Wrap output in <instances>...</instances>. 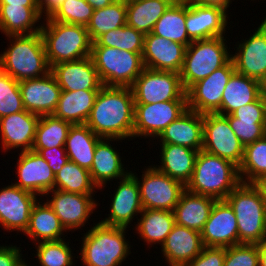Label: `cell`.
<instances>
[{
    "mask_svg": "<svg viewBox=\"0 0 266 266\" xmlns=\"http://www.w3.org/2000/svg\"><path fill=\"white\" fill-rule=\"evenodd\" d=\"M202 150L232 161L238 167L244 155V145L234 134L228 119L217 113L203 114Z\"/></svg>",
    "mask_w": 266,
    "mask_h": 266,
    "instance_id": "8fae6325",
    "label": "cell"
},
{
    "mask_svg": "<svg viewBox=\"0 0 266 266\" xmlns=\"http://www.w3.org/2000/svg\"><path fill=\"white\" fill-rule=\"evenodd\" d=\"M19 247L0 246V266H27Z\"/></svg>",
    "mask_w": 266,
    "mask_h": 266,
    "instance_id": "816d5d0a",
    "label": "cell"
},
{
    "mask_svg": "<svg viewBox=\"0 0 266 266\" xmlns=\"http://www.w3.org/2000/svg\"><path fill=\"white\" fill-rule=\"evenodd\" d=\"M236 215L238 244L266 241V201L254 183L240 182L225 198Z\"/></svg>",
    "mask_w": 266,
    "mask_h": 266,
    "instance_id": "7a4b0ae2",
    "label": "cell"
},
{
    "mask_svg": "<svg viewBox=\"0 0 266 266\" xmlns=\"http://www.w3.org/2000/svg\"><path fill=\"white\" fill-rule=\"evenodd\" d=\"M216 199L185 189L173 209L175 223L202 232Z\"/></svg>",
    "mask_w": 266,
    "mask_h": 266,
    "instance_id": "4316f807",
    "label": "cell"
},
{
    "mask_svg": "<svg viewBox=\"0 0 266 266\" xmlns=\"http://www.w3.org/2000/svg\"><path fill=\"white\" fill-rule=\"evenodd\" d=\"M37 195L20 189L15 184L0 190V225L5 230L25 233Z\"/></svg>",
    "mask_w": 266,
    "mask_h": 266,
    "instance_id": "9a60e30c",
    "label": "cell"
},
{
    "mask_svg": "<svg viewBox=\"0 0 266 266\" xmlns=\"http://www.w3.org/2000/svg\"><path fill=\"white\" fill-rule=\"evenodd\" d=\"M40 266H72V249L63 239L57 241H41L36 243Z\"/></svg>",
    "mask_w": 266,
    "mask_h": 266,
    "instance_id": "7bdbcfd3",
    "label": "cell"
},
{
    "mask_svg": "<svg viewBox=\"0 0 266 266\" xmlns=\"http://www.w3.org/2000/svg\"><path fill=\"white\" fill-rule=\"evenodd\" d=\"M135 102L130 87L103 86L86 125L101 138L133 137Z\"/></svg>",
    "mask_w": 266,
    "mask_h": 266,
    "instance_id": "6da1fadb",
    "label": "cell"
},
{
    "mask_svg": "<svg viewBox=\"0 0 266 266\" xmlns=\"http://www.w3.org/2000/svg\"><path fill=\"white\" fill-rule=\"evenodd\" d=\"M45 21L46 25L43 24L40 32L50 68L60 62H69L90 56L92 41L86 26L61 23L50 18Z\"/></svg>",
    "mask_w": 266,
    "mask_h": 266,
    "instance_id": "5b68a950",
    "label": "cell"
},
{
    "mask_svg": "<svg viewBox=\"0 0 266 266\" xmlns=\"http://www.w3.org/2000/svg\"><path fill=\"white\" fill-rule=\"evenodd\" d=\"M39 119V115L26 110L0 118L3 150L19 147L21 152L32 150Z\"/></svg>",
    "mask_w": 266,
    "mask_h": 266,
    "instance_id": "cb8c5ba5",
    "label": "cell"
},
{
    "mask_svg": "<svg viewBox=\"0 0 266 266\" xmlns=\"http://www.w3.org/2000/svg\"><path fill=\"white\" fill-rule=\"evenodd\" d=\"M19 88L26 111L39 116L54 113L61 88L51 71L39 78L19 81Z\"/></svg>",
    "mask_w": 266,
    "mask_h": 266,
    "instance_id": "e0dca14e",
    "label": "cell"
},
{
    "mask_svg": "<svg viewBox=\"0 0 266 266\" xmlns=\"http://www.w3.org/2000/svg\"><path fill=\"white\" fill-rule=\"evenodd\" d=\"M61 91H99L103 84L91 57L60 62L51 67Z\"/></svg>",
    "mask_w": 266,
    "mask_h": 266,
    "instance_id": "44dd1931",
    "label": "cell"
},
{
    "mask_svg": "<svg viewBox=\"0 0 266 266\" xmlns=\"http://www.w3.org/2000/svg\"><path fill=\"white\" fill-rule=\"evenodd\" d=\"M226 10L186 0V31L192 40L221 37L228 23Z\"/></svg>",
    "mask_w": 266,
    "mask_h": 266,
    "instance_id": "5bb4252c",
    "label": "cell"
},
{
    "mask_svg": "<svg viewBox=\"0 0 266 266\" xmlns=\"http://www.w3.org/2000/svg\"><path fill=\"white\" fill-rule=\"evenodd\" d=\"M175 0H132L126 2V24L144 35L152 32L155 23Z\"/></svg>",
    "mask_w": 266,
    "mask_h": 266,
    "instance_id": "e575fe53",
    "label": "cell"
},
{
    "mask_svg": "<svg viewBox=\"0 0 266 266\" xmlns=\"http://www.w3.org/2000/svg\"><path fill=\"white\" fill-rule=\"evenodd\" d=\"M126 227L98 222L82 239L81 261L85 266H120L131 253Z\"/></svg>",
    "mask_w": 266,
    "mask_h": 266,
    "instance_id": "8992f818",
    "label": "cell"
},
{
    "mask_svg": "<svg viewBox=\"0 0 266 266\" xmlns=\"http://www.w3.org/2000/svg\"><path fill=\"white\" fill-rule=\"evenodd\" d=\"M101 139L86 124L72 125L65 142L68 159L90 171L95 147Z\"/></svg>",
    "mask_w": 266,
    "mask_h": 266,
    "instance_id": "1f68e13d",
    "label": "cell"
},
{
    "mask_svg": "<svg viewBox=\"0 0 266 266\" xmlns=\"http://www.w3.org/2000/svg\"><path fill=\"white\" fill-rule=\"evenodd\" d=\"M151 33L188 46L192 40L186 31V0H175L155 23Z\"/></svg>",
    "mask_w": 266,
    "mask_h": 266,
    "instance_id": "8d00e7d4",
    "label": "cell"
},
{
    "mask_svg": "<svg viewBox=\"0 0 266 266\" xmlns=\"http://www.w3.org/2000/svg\"><path fill=\"white\" fill-rule=\"evenodd\" d=\"M98 188L92 181L90 172L72 161H68L55 175L54 189L65 192L93 195Z\"/></svg>",
    "mask_w": 266,
    "mask_h": 266,
    "instance_id": "ab89813d",
    "label": "cell"
},
{
    "mask_svg": "<svg viewBox=\"0 0 266 266\" xmlns=\"http://www.w3.org/2000/svg\"><path fill=\"white\" fill-rule=\"evenodd\" d=\"M225 247H204L202 252L185 266H224Z\"/></svg>",
    "mask_w": 266,
    "mask_h": 266,
    "instance_id": "681fc988",
    "label": "cell"
},
{
    "mask_svg": "<svg viewBox=\"0 0 266 266\" xmlns=\"http://www.w3.org/2000/svg\"><path fill=\"white\" fill-rule=\"evenodd\" d=\"M89 5H91L94 10L104 8L112 4L115 0H86Z\"/></svg>",
    "mask_w": 266,
    "mask_h": 266,
    "instance_id": "9f6ffc18",
    "label": "cell"
},
{
    "mask_svg": "<svg viewBox=\"0 0 266 266\" xmlns=\"http://www.w3.org/2000/svg\"><path fill=\"white\" fill-rule=\"evenodd\" d=\"M187 109V101L135 104L133 138L159 137L164 129Z\"/></svg>",
    "mask_w": 266,
    "mask_h": 266,
    "instance_id": "7c38bea8",
    "label": "cell"
},
{
    "mask_svg": "<svg viewBox=\"0 0 266 266\" xmlns=\"http://www.w3.org/2000/svg\"><path fill=\"white\" fill-rule=\"evenodd\" d=\"M187 46L171 42L166 38L146 34L142 60L145 68L157 71L180 73L183 66Z\"/></svg>",
    "mask_w": 266,
    "mask_h": 266,
    "instance_id": "d6986e66",
    "label": "cell"
},
{
    "mask_svg": "<svg viewBox=\"0 0 266 266\" xmlns=\"http://www.w3.org/2000/svg\"><path fill=\"white\" fill-rule=\"evenodd\" d=\"M24 110L19 81L0 69V118Z\"/></svg>",
    "mask_w": 266,
    "mask_h": 266,
    "instance_id": "ee69618b",
    "label": "cell"
},
{
    "mask_svg": "<svg viewBox=\"0 0 266 266\" xmlns=\"http://www.w3.org/2000/svg\"><path fill=\"white\" fill-rule=\"evenodd\" d=\"M135 104L187 101L179 73L144 68L130 87Z\"/></svg>",
    "mask_w": 266,
    "mask_h": 266,
    "instance_id": "9c48e42d",
    "label": "cell"
},
{
    "mask_svg": "<svg viewBox=\"0 0 266 266\" xmlns=\"http://www.w3.org/2000/svg\"><path fill=\"white\" fill-rule=\"evenodd\" d=\"M0 5H21L25 7H38L37 0H0Z\"/></svg>",
    "mask_w": 266,
    "mask_h": 266,
    "instance_id": "11a10c76",
    "label": "cell"
},
{
    "mask_svg": "<svg viewBox=\"0 0 266 266\" xmlns=\"http://www.w3.org/2000/svg\"><path fill=\"white\" fill-rule=\"evenodd\" d=\"M98 92L89 90L61 91L53 115L72 125L85 124Z\"/></svg>",
    "mask_w": 266,
    "mask_h": 266,
    "instance_id": "d6a6232c",
    "label": "cell"
},
{
    "mask_svg": "<svg viewBox=\"0 0 266 266\" xmlns=\"http://www.w3.org/2000/svg\"><path fill=\"white\" fill-rule=\"evenodd\" d=\"M71 126V123L57 118L53 114L40 116L32 149L65 147Z\"/></svg>",
    "mask_w": 266,
    "mask_h": 266,
    "instance_id": "f35d334b",
    "label": "cell"
},
{
    "mask_svg": "<svg viewBox=\"0 0 266 266\" xmlns=\"http://www.w3.org/2000/svg\"><path fill=\"white\" fill-rule=\"evenodd\" d=\"M32 150L37 152L48 163L54 175H56L69 161L67 153L65 152V147Z\"/></svg>",
    "mask_w": 266,
    "mask_h": 266,
    "instance_id": "f907efd6",
    "label": "cell"
},
{
    "mask_svg": "<svg viewBox=\"0 0 266 266\" xmlns=\"http://www.w3.org/2000/svg\"><path fill=\"white\" fill-rule=\"evenodd\" d=\"M264 136L266 137V123H265V131H264Z\"/></svg>",
    "mask_w": 266,
    "mask_h": 266,
    "instance_id": "6125c7cd",
    "label": "cell"
},
{
    "mask_svg": "<svg viewBox=\"0 0 266 266\" xmlns=\"http://www.w3.org/2000/svg\"><path fill=\"white\" fill-rule=\"evenodd\" d=\"M262 91H263L264 98L266 100V80L262 83Z\"/></svg>",
    "mask_w": 266,
    "mask_h": 266,
    "instance_id": "91938a15",
    "label": "cell"
},
{
    "mask_svg": "<svg viewBox=\"0 0 266 266\" xmlns=\"http://www.w3.org/2000/svg\"><path fill=\"white\" fill-rule=\"evenodd\" d=\"M120 1H123V2H128V1H132V0H120Z\"/></svg>",
    "mask_w": 266,
    "mask_h": 266,
    "instance_id": "be15d7a7",
    "label": "cell"
},
{
    "mask_svg": "<svg viewBox=\"0 0 266 266\" xmlns=\"http://www.w3.org/2000/svg\"><path fill=\"white\" fill-rule=\"evenodd\" d=\"M260 190L262 197L266 201V175L261 177L258 181L254 183Z\"/></svg>",
    "mask_w": 266,
    "mask_h": 266,
    "instance_id": "6f0895ef",
    "label": "cell"
},
{
    "mask_svg": "<svg viewBox=\"0 0 266 266\" xmlns=\"http://www.w3.org/2000/svg\"><path fill=\"white\" fill-rule=\"evenodd\" d=\"M162 144L200 151L203 146V114L187 109L159 135Z\"/></svg>",
    "mask_w": 266,
    "mask_h": 266,
    "instance_id": "484cf974",
    "label": "cell"
},
{
    "mask_svg": "<svg viewBox=\"0 0 266 266\" xmlns=\"http://www.w3.org/2000/svg\"><path fill=\"white\" fill-rule=\"evenodd\" d=\"M148 167L142 174V181L130 171L138 183L143 209L173 211L186 186L159 171L155 165Z\"/></svg>",
    "mask_w": 266,
    "mask_h": 266,
    "instance_id": "30bf717a",
    "label": "cell"
},
{
    "mask_svg": "<svg viewBox=\"0 0 266 266\" xmlns=\"http://www.w3.org/2000/svg\"><path fill=\"white\" fill-rule=\"evenodd\" d=\"M106 140V141H105ZM117 138H102L95 147L94 159L90 168V176L93 183L101 189L107 181L124 178L129 172H125L119 152L112 147L109 141Z\"/></svg>",
    "mask_w": 266,
    "mask_h": 266,
    "instance_id": "f1b7e54d",
    "label": "cell"
},
{
    "mask_svg": "<svg viewBox=\"0 0 266 266\" xmlns=\"http://www.w3.org/2000/svg\"><path fill=\"white\" fill-rule=\"evenodd\" d=\"M232 115L239 120L266 121V100L262 94L256 101L241 106Z\"/></svg>",
    "mask_w": 266,
    "mask_h": 266,
    "instance_id": "c3c4849f",
    "label": "cell"
},
{
    "mask_svg": "<svg viewBox=\"0 0 266 266\" xmlns=\"http://www.w3.org/2000/svg\"><path fill=\"white\" fill-rule=\"evenodd\" d=\"M259 266H266V241L260 244V262Z\"/></svg>",
    "mask_w": 266,
    "mask_h": 266,
    "instance_id": "680465c9",
    "label": "cell"
},
{
    "mask_svg": "<svg viewBox=\"0 0 266 266\" xmlns=\"http://www.w3.org/2000/svg\"><path fill=\"white\" fill-rule=\"evenodd\" d=\"M41 18L43 17L38 7L0 5V31L2 30L1 33H5L6 37L40 32L42 25L36 27L35 23Z\"/></svg>",
    "mask_w": 266,
    "mask_h": 266,
    "instance_id": "4dcf8cb0",
    "label": "cell"
},
{
    "mask_svg": "<svg viewBox=\"0 0 266 266\" xmlns=\"http://www.w3.org/2000/svg\"><path fill=\"white\" fill-rule=\"evenodd\" d=\"M260 245L240 243L226 248L224 266H259Z\"/></svg>",
    "mask_w": 266,
    "mask_h": 266,
    "instance_id": "bcb514c9",
    "label": "cell"
},
{
    "mask_svg": "<svg viewBox=\"0 0 266 266\" xmlns=\"http://www.w3.org/2000/svg\"><path fill=\"white\" fill-rule=\"evenodd\" d=\"M121 181L113 194L110 214L102 224L109 226L128 227L137 213H141L143 206L140 198L139 186L136 178L129 172ZM136 213V214H135Z\"/></svg>",
    "mask_w": 266,
    "mask_h": 266,
    "instance_id": "603a6c76",
    "label": "cell"
},
{
    "mask_svg": "<svg viewBox=\"0 0 266 266\" xmlns=\"http://www.w3.org/2000/svg\"><path fill=\"white\" fill-rule=\"evenodd\" d=\"M64 231L66 229L61 224L59 217L47 202L41 205L38 201V203L34 204L29 225L24 234H27L36 243H39L41 240L42 242L61 240Z\"/></svg>",
    "mask_w": 266,
    "mask_h": 266,
    "instance_id": "836d02e7",
    "label": "cell"
},
{
    "mask_svg": "<svg viewBox=\"0 0 266 266\" xmlns=\"http://www.w3.org/2000/svg\"><path fill=\"white\" fill-rule=\"evenodd\" d=\"M262 83L256 79L234 72L223 91L220 115L232 114L241 106L256 101L261 95Z\"/></svg>",
    "mask_w": 266,
    "mask_h": 266,
    "instance_id": "83f0119b",
    "label": "cell"
},
{
    "mask_svg": "<svg viewBox=\"0 0 266 266\" xmlns=\"http://www.w3.org/2000/svg\"><path fill=\"white\" fill-rule=\"evenodd\" d=\"M18 182L15 185L20 189L35 195L44 196L54 189L55 175L48 163L35 151L19 153L17 163Z\"/></svg>",
    "mask_w": 266,
    "mask_h": 266,
    "instance_id": "ffe728a7",
    "label": "cell"
},
{
    "mask_svg": "<svg viewBox=\"0 0 266 266\" xmlns=\"http://www.w3.org/2000/svg\"><path fill=\"white\" fill-rule=\"evenodd\" d=\"M260 27L266 32V17H265L264 21H262Z\"/></svg>",
    "mask_w": 266,
    "mask_h": 266,
    "instance_id": "94428289",
    "label": "cell"
},
{
    "mask_svg": "<svg viewBox=\"0 0 266 266\" xmlns=\"http://www.w3.org/2000/svg\"><path fill=\"white\" fill-rule=\"evenodd\" d=\"M193 3H199L203 5L219 6L227 10L231 0H187Z\"/></svg>",
    "mask_w": 266,
    "mask_h": 266,
    "instance_id": "db71d44e",
    "label": "cell"
},
{
    "mask_svg": "<svg viewBox=\"0 0 266 266\" xmlns=\"http://www.w3.org/2000/svg\"><path fill=\"white\" fill-rule=\"evenodd\" d=\"M231 54L235 71L263 83L266 80V32L259 26L251 37Z\"/></svg>",
    "mask_w": 266,
    "mask_h": 266,
    "instance_id": "7402d4cb",
    "label": "cell"
},
{
    "mask_svg": "<svg viewBox=\"0 0 266 266\" xmlns=\"http://www.w3.org/2000/svg\"><path fill=\"white\" fill-rule=\"evenodd\" d=\"M204 247H230L238 244L236 215L226 200H216L201 232Z\"/></svg>",
    "mask_w": 266,
    "mask_h": 266,
    "instance_id": "2e32d148",
    "label": "cell"
},
{
    "mask_svg": "<svg viewBox=\"0 0 266 266\" xmlns=\"http://www.w3.org/2000/svg\"><path fill=\"white\" fill-rule=\"evenodd\" d=\"M238 172L240 180L243 183H255L266 175L265 136L244 146V155L238 167Z\"/></svg>",
    "mask_w": 266,
    "mask_h": 266,
    "instance_id": "60d3db41",
    "label": "cell"
},
{
    "mask_svg": "<svg viewBox=\"0 0 266 266\" xmlns=\"http://www.w3.org/2000/svg\"><path fill=\"white\" fill-rule=\"evenodd\" d=\"M90 57L103 86L131 87L144 67L142 53L112 47H91Z\"/></svg>",
    "mask_w": 266,
    "mask_h": 266,
    "instance_id": "ba28073f",
    "label": "cell"
},
{
    "mask_svg": "<svg viewBox=\"0 0 266 266\" xmlns=\"http://www.w3.org/2000/svg\"><path fill=\"white\" fill-rule=\"evenodd\" d=\"M161 248L170 266H185L202 252L204 245L200 232L175 224Z\"/></svg>",
    "mask_w": 266,
    "mask_h": 266,
    "instance_id": "d4e9b609",
    "label": "cell"
},
{
    "mask_svg": "<svg viewBox=\"0 0 266 266\" xmlns=\"http://www.w3.org/2000/svg\"><path fill=\"white\" fill-rule=\"evenodd\" d=\"M126 19V2L120 0H115L104 8L94 10L86 26L90 40L93 43L104 33L126 25Z\"/></svg>",
    "mask_w": 266,
    "mask_h": 266,
    "instance_id": "74e56055",
    "label": "cell"
},
{
    "mask_svg": "<svg viewBox=\"0 0 266 266\" xmlns=\"http://www.w3.org/2000/svg\"><path fill=\"white\" fill-rule=\"evenodd\" d=\"M225 40L224 36L195 40L187 46L179 73L185 91L232 59Z\"/></svg>",
    "mask_w": 266,
    "mask_h": 266,
    "instance_id": "52a82bcc",
    "label": "cell"
},
{
    "mask_svg": "<svg viewBox=\"0 0 266 266\" xmlns=\"http://www.w3.org/2000/svg\"><path fill=\"white\" fill-rule=\"evenodd\" d=\"M144 37L142 32L126 24L101 35L92 43V47H112L133 53H143Z\"/></svg>",
    "mask_w": 266,
    "mask_h": 266,
    "instance_id": "b9f144b4",
    "label": "cell"
},
{
    "mask_svg": "<svg viewBox=\"0 0 266 266\" xmlns=\"http://www.w3.org/2000/svg\"><path fill=\"white\" fill-rule=\"evenodd\" d=\"M235 66L231 59L211 75L193 84L187 91L188 109L200 114L216 113L221 107L223 91Z\"/></svg>",
    "mask_w": 266,
    "mask_h": 266,
    "instance_id": "4fadbf2b",
    "label": "cell"
},
{
    "mask_svg": "<svg viewBox=\"0 0 266 266\" xmlns=\"http://www.w3.org/2000/svg\"><path fill=\"white\" fill-rule=\"evenodd\" d=\"M93 13L94 8L86 0H65L50 19L66 24L87 26Z\"/></svg>",
    "mask_w": 266,
    "mask_h": 266,
    "instance_id": "f6af8a7d",
    "label": "cell"
},
{
    "mask_svg": "<svg viewBox=\"0 0 266 266\" xmlns=\"http://www.w3.org/2000/svg\"><path fill=\"white\" fill-rule=\"evenodd\" d=\"M161 166L156 167L185 186L191 180L199 151L175 144H160Z\"/></svg>",
    "mask_w": 266,
    "mask_h": 266,
    "instance_id": "f546056e",
    "label": "cell"
},
{
    "mask_svg": "<svg viewBox=\"0 0 266 266\" xmlns=\"http://www.w3.org/2000/svg\"><path fill=\"white\" fill-rule=\"evenodd\" d=\"M40 15L46 14L45 19L50 18L65 0H37ZM46 11V12H45Z\"/></svg>",
    "mask_w": 266,
    "mask_h": 266,
    "instance_id": "f5cc1de1",
    "label": "cell"
},
{
    "mask_svg": "<svg viewBox=\"0 0 266 266\" xmlns=\"http://www.w3.org/2000/svg\"><path fill=\"white\" fill-rule=\"evenodd\" d=\"M8 37L13 42L0 54L1 70L16 81L39 78L50 72L41 32Z\"/></svg>",
    "mask_w": 266,
    "mask_h": 266,
    "instance_id": "277c9868",
    "label": "cell"
},
{
    "mask_svg": "<svg viewBox=\"0 0 266 266\" xmlns=\"http://www.w3.org/2000/svg\"><path fill=\"white\" fill-rule=\"evenodd\" d=\"M52 192V199L47 204L54 210L59 217L61 224L68 231L80 229L86 224L89 216L97 207V203L92 195H83L79 193L65 192L53 189L45 195Z\"/></svg>",
    "mask_w": 266,
    "mask_h": 266,
    "instance_id": "ac0fdd59",
    "label": "cell"
},
{
    "mask_svg": "<svg viewBox=\"0 0 266 266\" xmlns=\"http://www.w3.org/2000/svg\"><path fill=\"white\" fill-rule=\"evenodd\" d=\"M241 182L238 166L232 161L200 150L191 180L186 184L189 192L225 200Z\"/></svg>",
    "mask_w": 266,
    "mask_h": 266,
    "instance_id": "3957f363",
    "label": "cell"
},
{
    "mask_svg": "<svg viewBox=\"0 0 266 266\" xmlns=\"http://www.w3.org/2000/svg\"><path fill=\"white\" fill-rule=\"evenodd\" d=\"M140 216L135 227L139 236L148 245L158 243L162 246L176 224L173 211L143 209Z\"/></svg>",
    "mask_w": 266,
    "mask_h": 266,
    "instance_id": "d590c367",
    "label": "cell"
},
{
    "mask_svg": "<svg viewBox=\"0 0 266 266\" xmlns=\"http://www.w3.org/2000/svg\"><path fill=\"white\" fill-rule=\"evenodd\" d=\"M224 116L228 119L234 134L244 146L264 137L266 121L239 120L232 114Z\"/></svg>",
    "mask_w": 266,
    "mask_h": 266,
    "instance_id": "7dc6e473",
    "label": "cell"
}]
</instances>
